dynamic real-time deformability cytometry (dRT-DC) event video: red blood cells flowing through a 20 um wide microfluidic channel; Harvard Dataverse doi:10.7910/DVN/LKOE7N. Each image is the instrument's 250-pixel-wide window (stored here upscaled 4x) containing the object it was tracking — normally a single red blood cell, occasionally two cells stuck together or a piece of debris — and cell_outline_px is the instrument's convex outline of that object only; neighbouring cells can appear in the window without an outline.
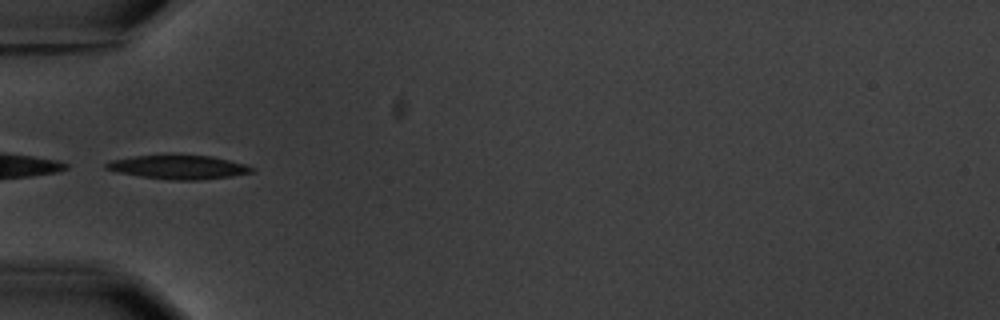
{"species": "common noctule bat (a hibernating species)", "species_latin": "Nyctalus noctula", "temperature_condition": "warm", "stored_images_in_passage": 11, "camera_frame_rate_fps": 3000, "um_per_image_px": 0.085, "animal": {"sex": "male", "body_mass_g": 20.1, "forearm_length_mm": 53.5}, "frame": {"image": 1, "passage_image": 5, "time_ms": 5.333, "image_size_px": [1000, 320], "cell_outline_px": [[256, 168], [252, 172], [232, 176], [200, 180], [168, 180], [140, 176], [120, 172], [104, 168], [104, 164], [112, 160], [132, 156], [172, 152], [212, 156], [244, 164]], "centroid_in_image_um": [15.15, 14.16], "position_along_channel_um": 69.8, "area_um2": 21.04}}